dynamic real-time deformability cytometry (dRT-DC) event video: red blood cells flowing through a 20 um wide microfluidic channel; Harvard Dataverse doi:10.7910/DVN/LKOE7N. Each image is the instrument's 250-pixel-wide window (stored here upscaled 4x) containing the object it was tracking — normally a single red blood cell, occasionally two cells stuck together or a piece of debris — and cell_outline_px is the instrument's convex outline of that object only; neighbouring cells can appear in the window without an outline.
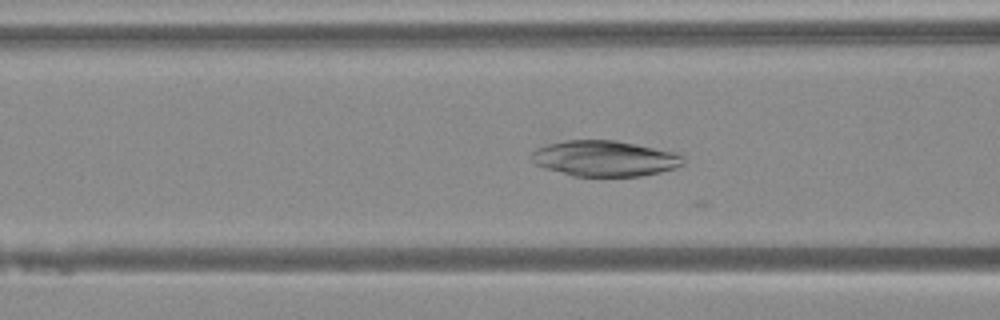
{"species": "Egyptian fruit bat (a non-hibernating species)", "species_latin": "Rousettus aegyptiacus", "temperature_condition": "warm", "stored_images_in_passage": 34, "camera_frame_rate_fps": 3000, "um_per_image_px": 0.085, "animal": {"sex": "female"}, "frame": {"image": 1, "passage_image": 5, "time_ms": 1.333, "image_size_px": [1000, 320], "cell_outline_px": [[684, 164], [660, 172], [640, 176], [572, 176], [544, 168], [536, 164], [532, 160], [532, 152], [536, 148], [548, 144], [564, 140], [616, 140], [672, 152], [680, 156], [684, 160]], "centroid_in_image_um": [51.34, 13.47], "position_along_channel_um": 115.3, "area_um2": 31.27}}
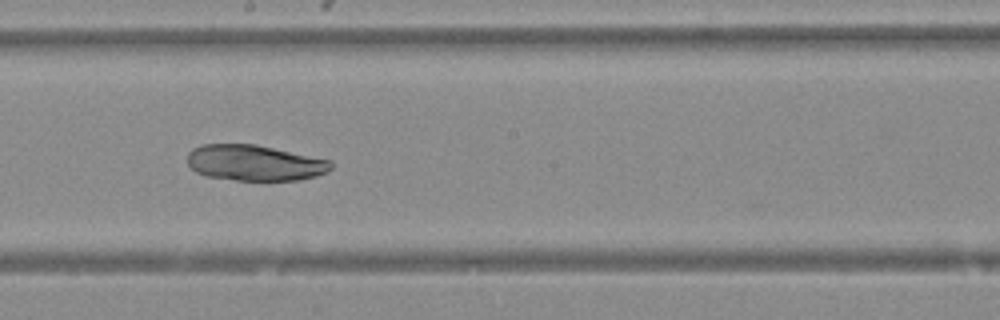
{"frame": {"image": 2, "passage_image": 13, "time_ms": 4.0, "image_size_px": [1000, 320], "cell_outline_px": [[332, 168], [316, 176], [296, 180], [236, 180], [208, 176], [196, 172], [188, 164], [188, 152], [192, 148], [204, 144], [256, 144], [332, 160]], "centroid_in_image_um": [21.64, 13.83], "position_along_channel_um": 226.6, "area_um2": 29.88}}
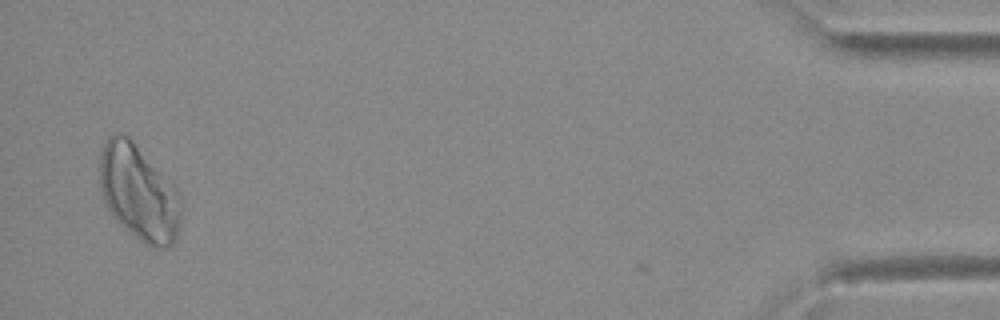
{"frame": {"image": 3, "passage_image": 33, "time_ms": 10.667, "image_size_px": [1000, 320], "cell_outline_px": [[180, 224], [176, 236], [172, 244], [164, 248], [152, 248], [140, 240], [108, 208], [104, 200], [100, 188], [100, 160], [104, 144], [112, 136], [128, 136], [132, 140], [176, 188], [180, 216]], "centroid_in_image_um": [11.81, 16.4], "position_along_channel_um": 423.4, "area_um2": 43.58}}